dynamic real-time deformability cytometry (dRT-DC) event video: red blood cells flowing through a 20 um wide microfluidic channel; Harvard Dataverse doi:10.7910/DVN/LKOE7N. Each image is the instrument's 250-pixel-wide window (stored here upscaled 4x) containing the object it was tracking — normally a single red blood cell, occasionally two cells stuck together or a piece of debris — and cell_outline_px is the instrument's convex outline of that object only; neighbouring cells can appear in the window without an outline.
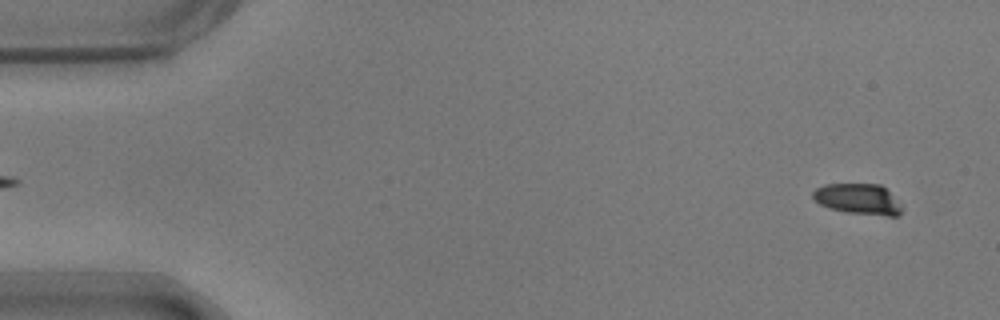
{"species": "common noctule bat (a hibernating species)", "species_latin": "Nyctalus noctula", "temperature_condition": "warm", "stored_images_in_passage": 55, "camera_frame_rate_fps": 3000, "um_per_image_px": 0.085, "animal": {"sex": "male", "body_mass_g": 17.9}, "frame": {"image": 1, "passage_image": 3, "time_ms": 0.667, "image_size_px": [1000, 320], "cell_outline_px": [[900, 216], [888, 216], [844, 212], [828, 208], [820, 204], [812, 196], [812, 192], [816, 188], [824, 184], [880, 184], [900, 204]], "centroid_in_image_um": [72.9, 16.92], "position_along_channel_um": 12.1, "area_um2": 15.78}}
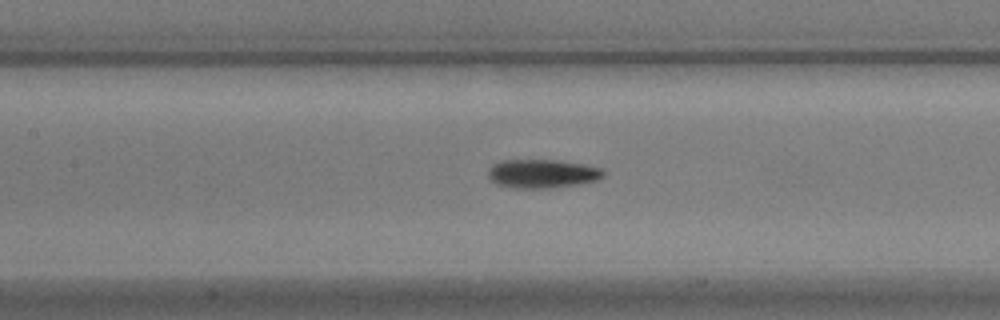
{"frame": {"image": 2, "passage_image": 25, "time_ms": 8.0, "image_size_px": [1000, 320], "cell_outline_px": [[604, 176], [596, 180], [572, 184], [544, 188], [516, 188], [496, 184], [488, 176], [488, 168], [492, 164], [500, 160], [556, 160], [584, 164], [600, 168], [604, 172]], "centroid_in_image_um": [46.03, 14.74], "position_along_channel_um": 161.4, "area_um2": 19.02}}
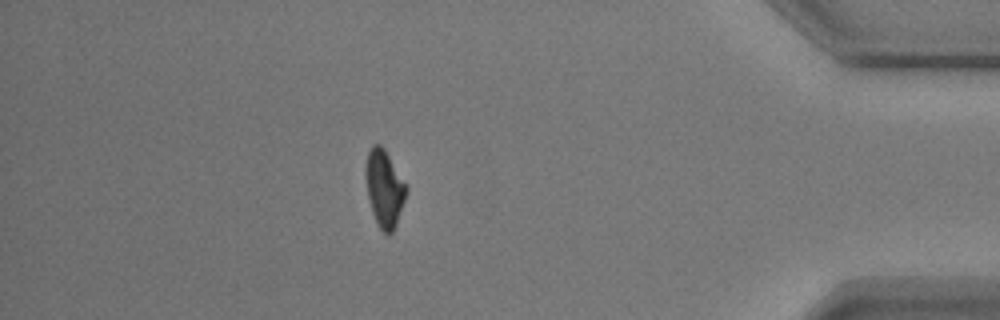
{"frame": {"image": 3, "passage_image": 48, "time_ms": 15.667, "image_size_px": [1000, 320], "cell_outline_px": [[408, 188], [396, 224], [392, 232], [388, 236], [376, 224], [372, 212], [368, 196], [364, 176], [364, 168], [368, 152], [372, 144], [380, 144], [384, 148]], "centroid_in_image_um": [32.63, 16.0], "position_along_channel_um": 402.6, "area_um2": 18.15}, "authors_computed_cell_mechanics": {"area_um2": 18.207, "velocity_mm_per_s": 3.7014, "shape_relaxation_time_tau1_ms": 5.7774, "shape_relaxation_time_tau2_ms": 4.3144, "deformation_change_tau1": 0.1998, "deformation_change_tau2": 0.1168}}